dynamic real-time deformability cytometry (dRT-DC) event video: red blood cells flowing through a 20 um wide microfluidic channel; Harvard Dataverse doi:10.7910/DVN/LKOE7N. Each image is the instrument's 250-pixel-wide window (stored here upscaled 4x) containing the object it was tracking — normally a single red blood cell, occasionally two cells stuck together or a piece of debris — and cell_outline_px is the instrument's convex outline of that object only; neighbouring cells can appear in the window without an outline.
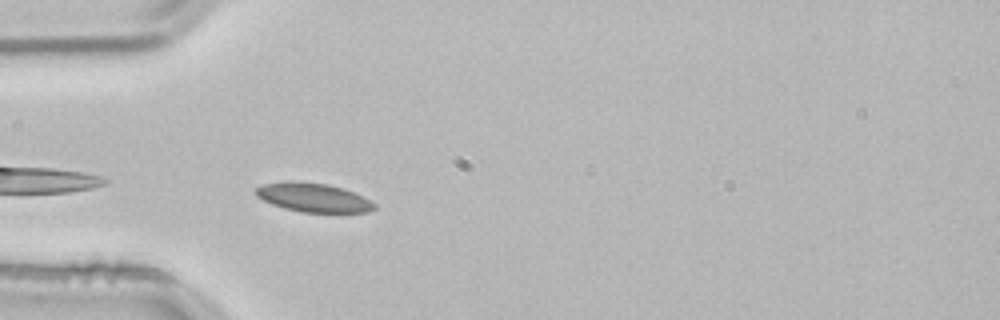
{"species": "common noctule bat (a hibernating species)", "species_latin": "Nyctalus noctula", "temperature_condition": "room temperature", "stored_images_in_passage": 1, "camera_frame_rate_fps": 3000, "um_per_image_px": 0.085, "animal": {"sex": "male", "body_mass_g": 21.5, "forearm_length_mm": 52.0}, "frame": {"image": 1, "passage_image": 1, "time_ms": 0.0, "image_size_px": [1000, 320], "cell_outline_px": [[376, 208], [368, 212], [300, 212], [284, 208], [272, 204], [256, 196], [256, 188], [264, 184], [328, 184], [344, 188], [364, 196], [376, 204]], "centroid_in_image_um": [26.74, 16.84], "position_along_channel_um": 58.3, "area_um2": 19.13}}